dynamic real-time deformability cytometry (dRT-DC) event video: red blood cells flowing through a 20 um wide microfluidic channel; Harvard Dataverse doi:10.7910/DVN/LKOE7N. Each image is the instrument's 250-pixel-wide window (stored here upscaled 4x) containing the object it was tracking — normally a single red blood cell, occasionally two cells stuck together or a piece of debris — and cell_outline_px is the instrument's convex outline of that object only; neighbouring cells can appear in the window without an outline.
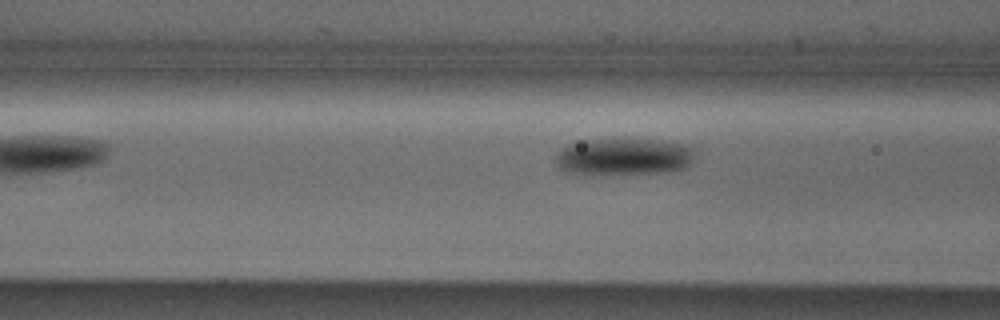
{"species": "Egyptian fruit bat (a non-hibernating species)", "species_latin": "Rousettus aegyptiacus", "temperature_condition": "cold", "stored_images_in_passage": 6, "camera_frame_rate_fps": 3000, "um_per_image_px": 0.085, "animal": {"sex": "male"}, "frame": {"image": 1, "passage_image": 5, "time_ms": 5.667, "image_size_px": [1000, 320], "cell_outline_px": [[692, 160], [684, 168], [672, 172], [604, 176], [588, 176], [568, 172], [560, 168], [556, 164], [556, 152], [568, 144], [580, 140], [656, 140], [680, 144], [692, 148]], "centroid_in_image_um": [52.93, 13.37], "position_along_channel_um": 113.7, "area_um2": 30.52}}
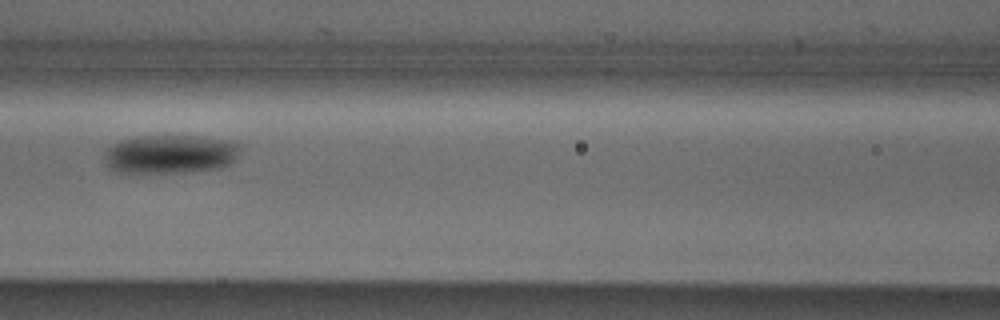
{"frame": {"image": 2, "passage_image": 6, "time_ms": 6.667, "image_size_px": [1000, 320], "cell_outline_px": [[244, 144], [236, 160], [232, 164], [220, 168], [184, 172], [120, 172], [112, 168], [108, 164], [104, 156], [104, 152], [112, 144], [120, 140], [136, 136], [204, 136], [232, 140]], "centroid_in_image_um": [14.59, 13.07], "position_along_channel_um": 152.0, "area_um2": 31.1}}